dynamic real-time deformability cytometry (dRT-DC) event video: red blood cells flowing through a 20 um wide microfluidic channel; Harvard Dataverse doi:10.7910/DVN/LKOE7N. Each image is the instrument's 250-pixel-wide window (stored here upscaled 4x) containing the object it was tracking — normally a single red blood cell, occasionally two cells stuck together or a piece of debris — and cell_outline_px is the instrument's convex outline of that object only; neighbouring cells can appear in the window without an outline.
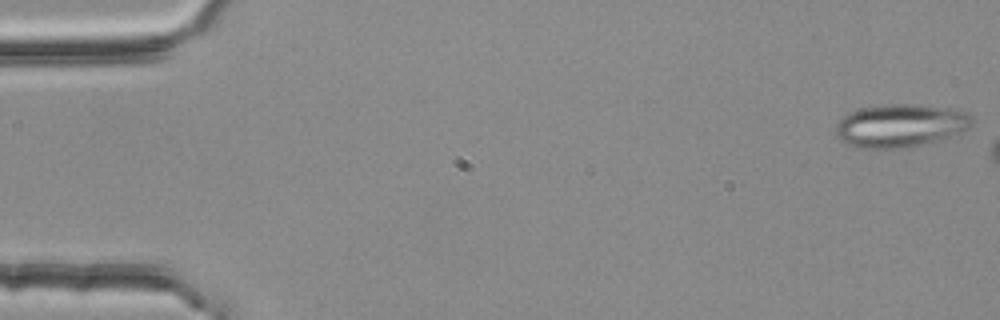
{"species": "common noctule bat (a hibernating species)", "species_latin": "Nyctalus noctula", "temperature_condition": "room temperature", "stored_images_in_passage": 16, "camera_frame_rate_fps": 3000, "um_per_image_px": 0.085, "animal": {"sex": "female", "body_mass_g": 25.1}, "frame": {"image": 1, "passage_image": 1, "time_ms": 0.0, "image_size_px": [1000, 320], "cell_outline_px": [[972, 124], [968, 128], [952, 136], [908, 148], [856, 148], [840, 140], [836, 136], [836, 124], [844, 116], [860, 108], [888, 104], [916, 104], [956, 108], [968, 112], [972, 116]], "centroid_in_image_um": [76.56, 10.67], "position_along_channel_um": 8.4, "area_um2": 34.45}}